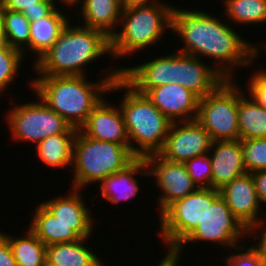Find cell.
<instances>
[{
	"mask_svg": "<svg viewBox=\"0 0 266 266\" xmlns=\"http://www.w3.org/2000/svg\"><path fill=\"white\" fill-rule=\"evenodd\" d=\"M209 13L173 6L171 32L184 42L178 52L198 58H214L215 69L226 79H235L233 71L236 67L248 68L252 63L256 64L254 59L256 61L261 56L259 44L247 41L229 23H223Z\"/></svg>",
	"mask_w": 266,
	"mask_h": 266,
	"instance_id": "cell-1",
	"label": "cell"
},
{
	"mask_svg": "<svg viewBox=\"0 0 266 266\" xmlns=\"http://www.w3.org/2000/svg\"><path fill=\"white\" fill-rule=\"evenodd\" d=\"M103 72L105 75L97 82H89L86 76H37L27 82L50 109L79 130L108 93L111 83L121 76L120 67Z\"/></svg>",
	"mask_w": 266,
	"mask_h": 266,
	"instance_id": "cell-2",
	"label": "cell"
},
{
	"mask_svg": "<svg viewBox=\"0 0 266 266\" xmlns=\"http://www.w3.org/2000/svg\"><path fill=\"white\" fill-rule=\"evenodd\" d=\"M105 54L111 57V38L103 31L68 23L32 68L37 76H86L84 66Z\"/></svg>",
	"mask_w": 266,
	"mask_h": 266,
	"instance_id": "cell-3",
	"label": "cell"
},
{
	"mask_svg": "<svg viewBox=\"0 0 266 266\" xmlns=\"http://www.w3.org/2000/svg\"><path fill=\"white\" fill-rule=\"evenodd\" d=\"M115 90L126 91L118 107L123 115L131 152L137 158L157 154L172 122L145 94L136 91L121 76L111 83L108 94Z\"/></svg>",
	"mask_w": 266,
	"mask_h": 266,
	"instance_id": "cell-4",
	"label": "cell"
},
{
	"mask_svg": "<svg viewBox=\"0 0 266 266\" xmlns=\"http://www.w3.org/2000/svg\"><path fill=\"white\" fill-rule=\"evenodd\" d=\"M136 158L130 146L94 140L79 129L73 142L72 167L69 168L73 177L71 188L82 190L92 183H100L125 169Z\"/></svg>",
	"mask_w": 266,
	"mask_h": 266,
	"instance_id": "cell-5",
	"label": "cell"
},
{
	"mask_svg": "<svg viewBox=\"0 0 266 266\" xmlns=\"http://www.w3.org/2000/svg\"><path fill=\"white\" fill-rule=\"evenodd\" d=\"M172 13L173 5L169 3L122 10L121 28L111 37V57L123 59L160 42L166 30L172 28Z\"/></svg>",
	"mask_w": 266,
	"mask_h": 266,
	"instance_id": "cell-6",
	"label": "cell"
},
{
	"mask_svg": "<svg viewBox=\"0 0 266 266\" xmlns=\"http://www.w3.org/2000/svg\"><path fill=\"white\" fill-rule=\"evenodd\" d=\"M27 103H15L6 113L5 122L10 129L11 138L19 141L38 144L48 136L59 133H77L78 129L71 125L55 111L50 109L43 100ZM11 109V110H10Z\"/></svg>",
	"mask_w": 266,
	"mask_h": 266,
	"instance_id": "cell-7",
	"label": "cell"
},
{
	"mask_svg": "<svg viewBox=\"0 0 266 266\" xmlns=\"http://www.w3.org/2000/svg\"><path fill=\"white\" fill-rule=\"evenodd\" d=\"M220 196L213 188H198L176 200L159 215V235L171 253L203 220L208 205Z\"/></svg>",
	"mask_w": 266,
	"mask_h": 266,
	"instance_id": "cell-8",
	"label": "cell"
},
{
	"mask_svg": "<svg viewBox=\"0 0 266 266\" xmlns=\"http://www.w3.org/2000/svg\"><path fill=\"white\" fill-rule=\"evenodd\" d=\"M225 79L215 90L199 100L196 120L212 141L239 140L238 86Z\"/></svg>",
	"mask_w": 266,
	"mask_h": 266,
	"instance_id": "cell-9",
	"label": "cell"
},
{
	"mask_svg": "<svg viewBox=\"0 0 266 266\" xmlns=\"http://www.w3.org/2000/svg\"><path fill=\"white\" fill-rule=\"evenodd\" d=\"M247 235L249 231L233 216L225 200L219 196L212 205H208L203 220L171 254L181 261V254L186 245L198 241L214 242L235 249L240 246V239H246Z\"/></svg>",
	"mask_w": 266,
	"mask_h": 266,
	"instance_id": "cell-10",
	"label": "cell"
},
{
	"mask_svg": "<svg viewBox=\"0 0 266 266\" xmlns=\"http://www.w3.org/2000/svg\"><path fill=\"white\" fill-rule=\"evenodd\" d=\"M212 143L210 134L196 119L173 122L157 154L170 162L185 163L193 157L209 153Z\"/></svg>",
	"mask_w": 266,
	"mask_h": 266,
	"instance_id": "cell-11",
	"label": "cell"
},
{
	"mask_svg": "<svg viewBox=\"0 0 266 266\" xmlns=\"http://www.w3.org/2000/svg\"><path fill=\"white\" fill-rule=\"evenodd\" d=\"M149 176H154L155 185L161 190L158 197V216L173 202L182 199L198 189L189 176L184 163L170 162L158 154L144 157Z\"/></svg>",
	"mask_w": 266,
	"mask_h": 266,
	"instance_id": "cell-12",
	"label": "cell"
},
{
	"mask_svg": "<svg viewBox=\"0 0 266 266\" xmlns=\"http://www.w3.org/2000/svg\"><path fill=\"white\" fill-rule=\"evenodd\" d=\"M219 192L233 216L248 231L262 218L261 214H265L262 210L263 206L259 202L251 173L235 178L223 186Z\"/></svg>",
	"mask_w": 266,
	"mask_h": 266,
	"instance_id": "cell-13",
	"label": "cell"
},
{
	"mask_svg": "<svg viewBox=\"0 0 266 266\" xmlns=\"http://www.w3.org/2000/svg\"><path fill=\"white\" fill-rule=\"evenodd\" d=\"M145 95L172 123L197 118L200 98L182 85L164 84Z\"/></svg>",
	"mask_w": 266,
	"mask_h": 266,
	"instance_id": "cell-14",
	"label": "cell"
},
{
	"mask_svg": "<svg viewBox=\"0 0 266 266\" xmlns=\"http://www.w3.org/2000/svg\"><path fill=\"white\" fill-rule=\"evenodd\" d=\"M201 58L175 52V84L186 87L199 98L215 90L226 78Z\"/></svg>",
	"mask_w": 266,
	"mask_h": 266,
	"instance_id": "cell-15",
	"label": "cell"
},
{
	"mask_svg": "<svg viewBox=\"0 0 266 266\" xmlns=\"http://www.w3.org/2000/svg\"><path fill=\"white\" fill-rule=\"evenodd\" d=\"M103 98L80 130L94 140L130 146L122 112Z\"/></svg>",
	"mask_w": 266,
	"mask_h": 266,
	"instance_id": "cell-16",
	"label": "cell"
},
{
	"mask_svg": "<svg viewBox=\"0 0 266 266\" xmlns=\"http://www.w3.org/2000/svg\"><path fill=\"white\" fill-rule=\"evenodd\" d=\"M121 77L136 91L146 94L151 88L175 84V52L138 66L121 67Z\"/></svg>",
	"mask_w": 266,
	"mask_h": 266,
	"instance_id": "cell-17",
	"label": "cell"
},
{
	"mask_svg": "<svg viewBox=\"0 0 266 266\" xmlns=\"http://www.w3.org/2000/svg\"><path fill=\"white\" fill-rule=\"evenodd\" d=\"M212 164L211 188L220 190L247 173L241 140L214 141L209 151Z\"/></svg>",
	"mask_w": 266,
	"mask_h": 266,
	"instance_id": "cell-18",
	"label": "cell"
},
{
	"mask_svg": "<svg viewBox=\"0 0 266 266\" xmlns=\"http://www.w3.org/2000/svg\"><path fill=\"white\" fill-rule=\"evenodd\" d=\"M31 220L29 229L46 246L91 237L95 228V225H65L41 203L37 205Z\"/></svg>",
	"mask_w": 266,
	"mask_h": 266,
	"instance_id": "cell-19",
	"label": "cell"
},
{
	"mask_svg": "<svg viewBox=\"0 0 266 266\" xmlns=\"http://www.w3.org/2000/svg\"><path fill=\"white\" fill-rule=\"evenodd\" d=\"M138 173L149 176L144 158H136L125 169L103 179L99 183L98 193L100 194L98 195H101L106 202L112 203L113 206L122 201L127 202L134 199L140 190L138 178H136Z\"/></svg>",
	"mask_w": 266,
	"mask_h": 266,
	"instance_id": "cell-20",
	"label": "cell"
},
{
	"mask_svg": "<svg viewBox=\"0 0 266 266\" xmlns=\"http://www.w3.org/2000/svg\"><path fill=\"white\" fill-rule=\"evenodd\" d=\"M80 13L84 27L103 31L109 38L117 32L122 8L120 0H82Z\"/></svg>",
	"mask_w": 266,
	"mask_h": 266,
	"instance_id": "cell-21",
	"label": "cell"
},
{
	"mask_svg": "<svg viewBox=\"0 0 266 266\" xmlns=\"http://www.w3.org/2000/svg\"><path fill=\"white\" fill-rule=\"evenodd\" d=\"M90 238L46 246V266H106L101 257L86 246Z\"/></svg>",
	"mask_w": 266,
	"mask_h": 266,
	"instance_id": "cell-22",
	"label": "cell"
},
{
	"mask_svg": "<svg viewBox=\"0 0 266 266\" xmlns=\"http://www.w3.org/2000/svg\"><path fill=\"white\" fill-rule=\"evenodd\" d=\"M70 193L55 197L41 204L65 225H94L91 211L81 195V189H70Z\"/></svg>",
	"mask_w": 266,
	"mask_h": 266,
	"instance_id": "cell-23",
	"label": "cell"
},
{
	"mask_svg": "<svg viewBox=\"0 0 266 266\" xmlns=\"http://www.w3.org/2000/svg\"><path fill=\"white\" fill-rule=\"evenodd\" d=\"M66 14L56 7L48 16L30 22L29 50L36 54L35 62L55 43L64 27L71 23Z\"/></svg>",
	"mask_w": 266,
	"mask_h": 266,
	"instance_id": "cell-24",
	"label": "cell"
},
{
	"mask_svg": "<svg viewBox=\"0 0 266 266\" xmlns=\"http://www.w3.org/2000/svg\"><path fill=\"white\" fill-rule=\"evenodd\" d=\"M237 85L239 140L266 138V110Z\"/></svg>",
	"mask_w": 266,
	"mask_h": 266,
	"instance_id": "cell-25",
	"label": "cell"
},
{
	"mask_svg": "<svg viewBox=\"0 0 266 266\" xmlns=\"http://www.w3.org/2000/svg\"><path fill=\"white\" fill-rule=\"evenodd\" d=\"M76 133L48 136L35 146L36 155L46 166L58 169L72 167L73 142Z\"/></svg>",
	"mask_w": 266,
	"mask_h": 266,
	"instance_id": "cell-26",
	"label": "cell"
},
{
	"mask_svg": "<svg viewBox=\"0 0 266 266\" xmlns=\"http://www.w3.org/2000/svg\"><path fill=\"white\" fill-rule=\"evenodd\" d=\"M1 233L9 242L17 266H46V245L29 228L18 238Z\"/></svg>",
	"mask_w": 266,
	"mask_h": 266,
	"instance_id": "cell-27",
	"label": "cell"
},
{
	"mask_svg": "<svg viewBox=\"0 0 266 266\" xmlns=\"http://www.w3.org/2000/svg\"><path fill=\"white\" fill-rule=\"evenodd\" d=\"M0 11L4 22V33L7 44L25 55V50L29 51V19L23 13L4 9L1 5Z\"/></svg>",
	"mask_w": 266,
	"mask_h": 266,
	"instance_id": "cell-28",
	"label": "cell"
},
{
	"mask_svg": "<svg viewBox=\"0 0 266 266\" xmlns=\"http://www.w3.org/2000/svg\"><path fill=\"white\" fill-rule=\"evenodd\" d=\"M226 17L235 24H264L266 0H223Z\"/></svg>",
	"mask_w": 266,
	"mask_h": 266,
	"instance_id": "cell-29",
	"label": "cell"
},
{
	"mask_svg": "<svg viewBox=\"0 0 266 266\" xmlns=\"http://www.w3.org/2000/svg\"><path fill=\"white\" fill-rule=\"evenodd\" d=\"M25 57L22 52L8 44L0 47V95H4L3 92L14 82L15 77L17 78Z\"/></svg>",
	"mask_w": 266,
	"mask_h": 266,
	"instance_id": "cell-30",
	"label": "cell"
},
{
	"mask_svg": "<svg viewBox=\"0 0 266 266\" xmlns=\"http://www.w3.org/2000/svg\"><path fill=\"white\" fill-rule=\"evenodd\" d=\"M247 173L266 170V138L241 140Z\"/></svg>",
	"mask_w": 266,
	"mask_h": 266,
	"instance_id": "cell-31",
	"label": "cell"
},
{
	"mask_svg": "<svg viewBox=\"0 0 266 266\" xmlns=\"http://www.w3.org/2000/svg\"><path fill=\"white\" fill-rule=\"evenodd\" d=\"M184 164L198 188H211L212 164L208 153L193 157Z\"/></svg>",
	"mask_w": 266,
	"mask_h": 266,
	"instance_id": "cell-32",
	"label": "cell"
},
{
	"mask_svg": "<svg viewBox=\"0 0 266 266\" xmlns=\"http://www.w3.org/2000/svg\"><path fill=\"white\" fill-rule=\"evenodd\" d=\"M237 250L236 253H234ZM245 250V251H244ZM239 251V252H238ZM241 251V252H240ZM224 259L226 266H266V259L255 246H238Z\"/></svg>",
	"mask_w": 266,
	"mask_h": 266,
	"instance_id": "cell-33",
	"label": "cell"
},
{
	"mask_svg": "<svg viewBox=\"0 0 266 266\" xmlns=\"http://www.w3.org/2000/svg\"><path fill=\"white\" fill-rule=\"evenodd\" d=\"M252 73L248 80L247 95L251 96L262 108L266 110V70L259 69Z\"/></svg>",
	"mask_w": 266,
	"mask_h": 266,
	"instance_id": "cell-34",
	"label": "cell"
},
{
	"mask_svg": "<svg viewBox=\"0 0 266 266\" xmlns=\"http://www.w3.org/2000/svg\"><path fill=\"white\" fill-rule=\"evenodd\" d=\"M258 232H260V233L258 234ZM247 237H249V238L251 237L252 240H254V242H256L257 240H260L257 244L255 243L254 246L259 250V252L266 259V213H265L264 217H262L251 228V230L249 231V236H247Z\"/></svg>",
	"mask_w": 266,
	"mask_h": 266,
	"instance_id": "cell-35",
	"label": "cell"
},
{
	"mask_svg": "<svg viewBox=\"0 0 266 266\" xmlns=\"http://www.w3.org/2000/svg\"><path fill=\"white\" fill-rule=\"evenodd\" d=\"M40 2H56V0H0V5L4 9L22 13L26 8H40Z\"/></svg>",
	"mask_w": 266,
	"mask_h": 266,
	"instance_id": "cell-36",
	"label": "cell"
},
{
	"mask_svg": "<svg viewBox=\"0 0 266 266\" xmlns=\"http://www.w3.org/2000/svg\"><path fill=\"white\" fill-rule=\"evenodd\" d=\"M57 2H40V8L24 9L23 14L30 22L48 16L57 6Z\"/></svg>",
	"mask_w": 266,
	"mask_h": 266,
	"instance_id": "cell-37",
	"label": "cell"
},
{
	"mask_svg": "<svg viewBox=\"0 0 266 266\" xmlns=\"http://www.w3.org/2000/svg\"><path fill=\"white\" fill-rule=\"evenodd\" d=\"M0 266H17L7 238L0 232Z\"/></svg>",
	"mask_w": 266,
	"mask_h": 266,
	"instance_id": "cell-38",
	"label": "cell"
},
{
	"mask_svg": "<svg viewBox=\"0 0 266 266\" xmlns=\"http://www.w3.org/2000/svg\"><path fill=\"white\" fill-rule=\"evenodd\" d=\"M251 174L255 183L259 202L262 205V202L263 204L266 203V170L256 171Z\"/></svg>",
	"mask_w": 266,
	"mask_h": 266,
	"instance_id": "cell-39",
	"label": "cell"
},
{
	"mask_svg": "<svg viewBox=\"0 0 266 266\" xmlns=\"http://www.w3.org/2000/svg\"><path fill=\"white\" fill-rule=\"evenodd\" d=\"M156 3H163V1L161 2L160 0H120L122 10L132 7L149 6Z\"/></svg>",
	"mask_w": 266,
	"mask_h": 266,
	"instance_id": "cell-40",
	"label": "cell"
},
{
	"mask_svg": "<svg viewBox=\"0 0 266 266\" xmlns=\"http://www.w3.org/2000/svg\"><path fill=\"white\" fill-rule=\"evenodd\" d=\"M160 263L157 264V266H178L179 260L172 255L171 253H167L164 256V258L160 259Z\"/></svg>",
	"mask_w": 266,
	"mask_h": 266,
	"instance_id": "cell-41",
	"label": "cell"
},
{
	"mask_svg": "<svg viewBox=\"0 0 266 266\" xmlns=\"http://www.w3.org/2000/svg\"><path fill=\"white\" fill-rule=\"evenodd\" d=\"M5 44H7V41L4 33V22L0 11V47H3Z\"/></svg>",
	"mask_w": 266,
	"mask_h": 266,
	"instance_id": "cell-42",
	"label": "cell"
},
{
	"mask_svg": "<svg viewBox=\"0 0 266 266\" xmlns=\"http://www.w3.org/2000/svg\"><path fill=\"white\" fill-rule=\"evenodd\" d=\"M56 1H58V0H56ZM82 0H59L58 2L60 3H63V5H65V6H69V8H70V6H71V8L73 7V6H77V4H78V6H79V4H80V2H81Z\"/></svg>",
	"mask_w": 266,
	"mask_h": 266,
	"instance_id": "cell-43",
	"label": "cell"
},
{
	"mask_svg": "<svg viewBox=\"0 0 266 266\" xmlns=\"http://www.w3.org/2000/svg\"><path fill=\"white\" fill-rule=\"evenodd\" d=\"M263 44H264V43H262V45H261V46H263V48H264L263 50H264V51H266V42H265V44H264V45H263Z\"/></svg>",
	"mask_w": 266,
	"mask_h": 266,
	"instance_id": "cell-44",
	"label": "cell"
}]
</instances>
